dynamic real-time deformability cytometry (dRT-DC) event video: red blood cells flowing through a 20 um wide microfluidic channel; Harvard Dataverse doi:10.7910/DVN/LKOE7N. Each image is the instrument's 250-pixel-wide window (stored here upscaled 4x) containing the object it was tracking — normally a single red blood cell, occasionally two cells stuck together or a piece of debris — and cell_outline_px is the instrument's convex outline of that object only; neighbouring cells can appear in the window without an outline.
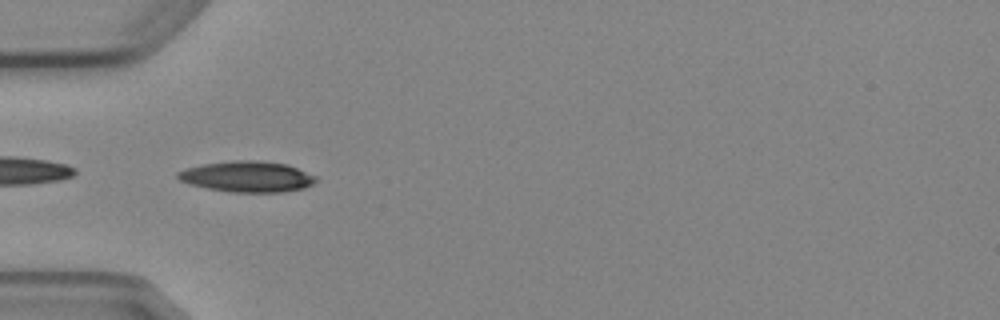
{"species": "Egyptian fruit bat (a non-hibernating species)", "species_latin": "Rousettus aegyptiacus", "temperature_condition": "cold", "stored_images_in_passage": 6, "camera_frame_rate_fps": 3000, "um_per_image_px": 0.085, "animal": {"sex": "female"}, "frame": {"image": 1, "passage_image": 1, "time_ms": 0.0, "image_size_px": [1000, 320], "cell_outline_px": [[316, 180], [312, 184], [304, 188], [284, 192], [232, 192], [208, 188], [188, 184], [180, 180], [176, 176], [176, 172], [184, 168], [204, 164], [232, 160], [256, 160], [288, 164], [316, 176]], "centroid_in_image_um": [20.99, 15.0], "position_along_channel_um": 64.0, "area_um2": 24.91}}
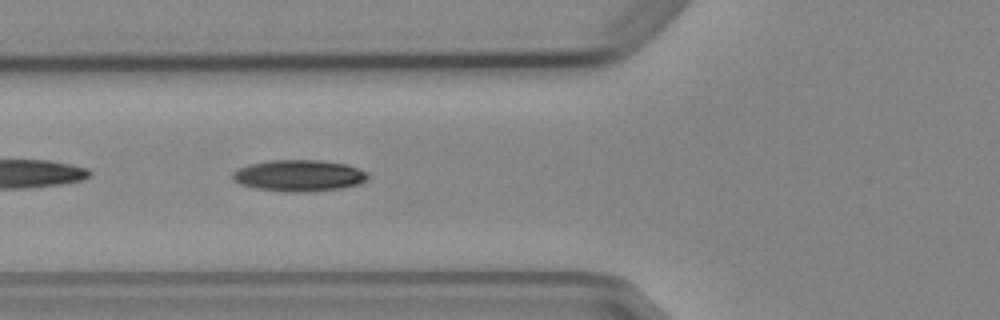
{"frame": {"image": 2, "passage_image": 2, "time_ms": 1.0, "image_size_px": [1000, 320], "cell_outline_px": [[368, 180], [360, 184], [340, 188], [304, 192], [288, 192], [256, 188], [240, 184], [232, 180], [232, 172], [236, 168], [248, 164], [272, 160], [320, 160], [344, 164], [368, 172]], "centroid_in_image_um": [25.38, 14.92], "position_along_channel_um": 100.4, "area_um2": 24.85}}